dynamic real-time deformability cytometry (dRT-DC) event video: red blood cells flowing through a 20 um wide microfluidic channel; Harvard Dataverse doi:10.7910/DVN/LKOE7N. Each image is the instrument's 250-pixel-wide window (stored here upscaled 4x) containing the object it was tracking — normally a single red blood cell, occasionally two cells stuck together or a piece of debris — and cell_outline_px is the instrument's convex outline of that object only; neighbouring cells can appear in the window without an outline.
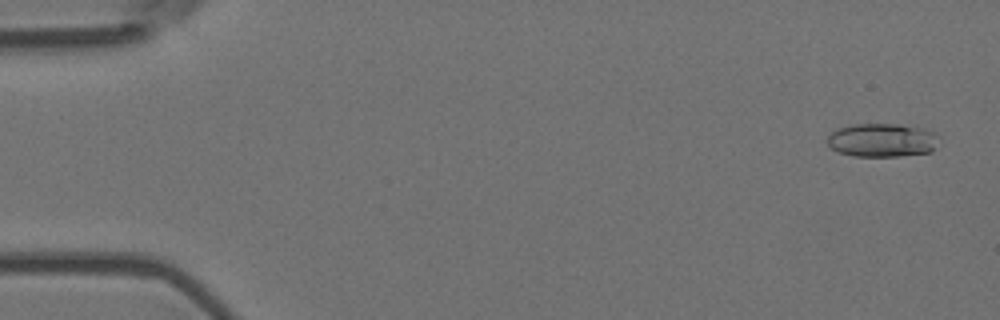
{"species": "Egyptian fruit bat (a non-hibernating species)", "species_latin": "Rousettus aegyptiacus", "temperature_condition": "room temperature", "stored_images_in_passage": 4, "camera_frame_rate_fps": 3000, "um_per_image_px": 0.085, "animal": {"sex": "female"}, "frame": {"image": 1, "passage_image": 1, "time_ms": 0.0, "image_size_px": [1000, 320], "cell_outline_px": [[936, 136], [932, 152], [900, 156], [852, 156], [840, 152], [832, 148], [828, 144], [828, 136], [836, 128], [852, 124], [900, 124], [924, 128], [936, 132]], "centroid_in_image_um": [74.96, 11.9], "position_along_channel_um": 10.0, "area_um2": 21.79}}
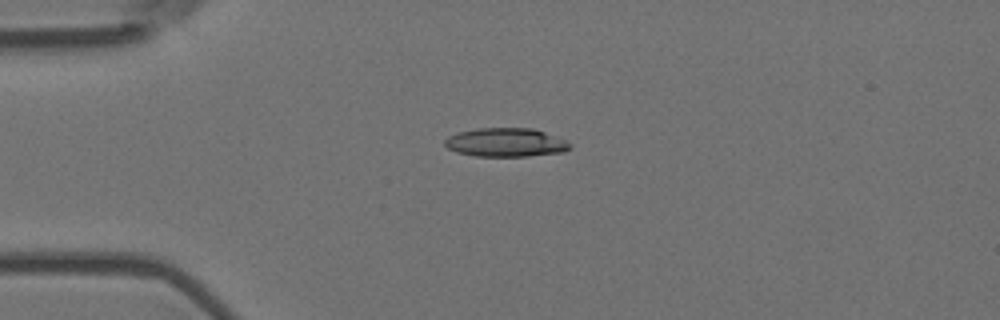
{"frame": {"image": 2, "passage_image": 4, "time_ms": 1.0, "image_size_px": [1000, 320], "cell_outline_px": [[572, 144], [564, 152], [528, 156], [476, 156], [456, 152], [448, 148], [444, 144], [444, 140], [448, 136], [456, 132], [476, 128], [532, 128], [544, 132], [564, 140]], "centroid_in_image_um": [42.94, 12.1], "position_along_channel_um": 42.1, "area_um2": 20.92}}